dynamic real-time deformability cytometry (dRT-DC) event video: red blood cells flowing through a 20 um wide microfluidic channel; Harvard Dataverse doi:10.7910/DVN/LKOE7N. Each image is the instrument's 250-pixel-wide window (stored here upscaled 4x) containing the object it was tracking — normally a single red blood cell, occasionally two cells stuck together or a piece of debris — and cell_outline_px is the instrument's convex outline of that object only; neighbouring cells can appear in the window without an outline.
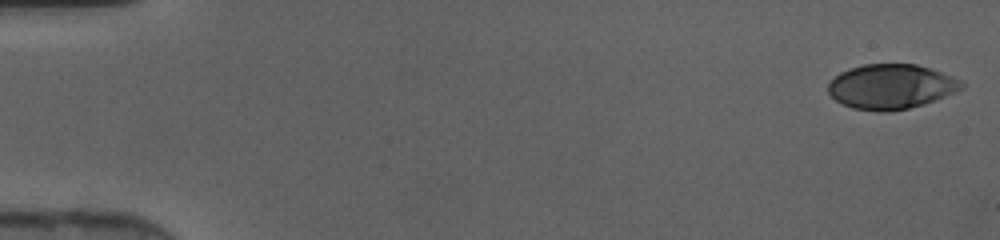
{"species": "human", "species_latin": "Homo sapiens", "temperature_condition": "cold", "stored_images_in_passage": 46, "camera_frame_rate_fps": 3000, "um_per_image_px": 0.085, "donor": {"sex": "female"}, "frame": {"image": 1, "passage_image": 1, "time_ms": 0.0, "image_size_px": [1000, 240], "cell_outline_px": [[964, 88], [956, 92], [924, 104], [908, 108], [888, 112], [880, 112], [852, 108], [836, 100], [828, 92], [828, 84], [840, 72], [864, 64], [916, 64], [964, 80]], "centroid_in_image_um": [75.77, 7.37], "position_along_channel_um": 9.2, "area_um2": 34.74}}
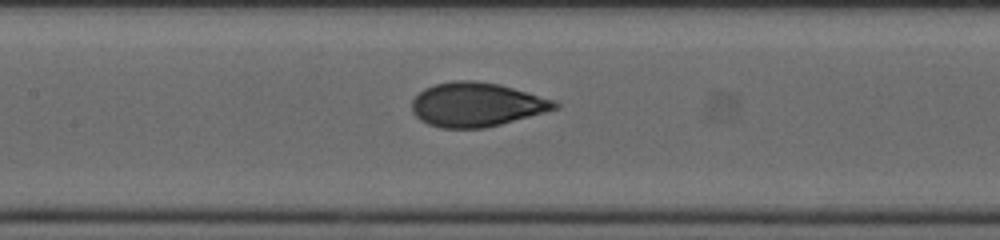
{"frame": {"image": 2, "passage_image": 22, "time_ms": 7.0, "image_size_px": [1000, 240], "cell_outline_px": [[560, 108], [500, 124], [484, 128], [440, 128], [428, 124], [420, 120], [412, 112], [412, 100], [424, 88], [436, 84], [456, 80], [476, 80], [500, 84], [556, 100], [560, 104]], "centroid_in_image_um": [40.52, 8.88], "position_along_channel_um": 166.9, "area_um2": 36.82}}
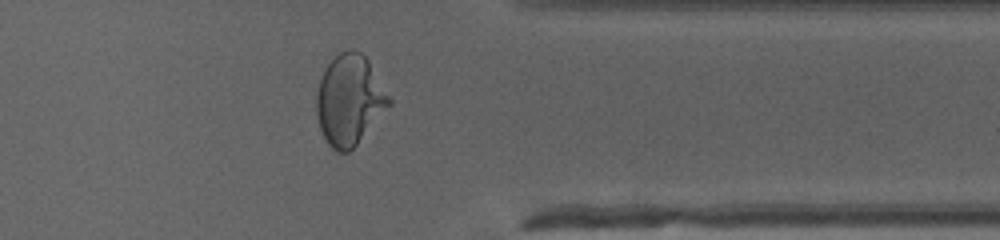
{"frame": {"image": 3, "passage_image": 37, "time_ms": 12.0, "image_size_px": [1000, 240], "cell_outline_px": [[392, 104], [356, 144], [348, 152], [336, 152], [328, 144], [320, 128], [316, 116], [316, 96], [320, 80], [328, 64], [340, 52], [348, 48], [352, 48], [360, 52], [368, 60], [392, 100]], "centroid_in_image_um": [29.71, 8.5], "position_along_channel_um": 381.7, "area_um2": 37.92}}